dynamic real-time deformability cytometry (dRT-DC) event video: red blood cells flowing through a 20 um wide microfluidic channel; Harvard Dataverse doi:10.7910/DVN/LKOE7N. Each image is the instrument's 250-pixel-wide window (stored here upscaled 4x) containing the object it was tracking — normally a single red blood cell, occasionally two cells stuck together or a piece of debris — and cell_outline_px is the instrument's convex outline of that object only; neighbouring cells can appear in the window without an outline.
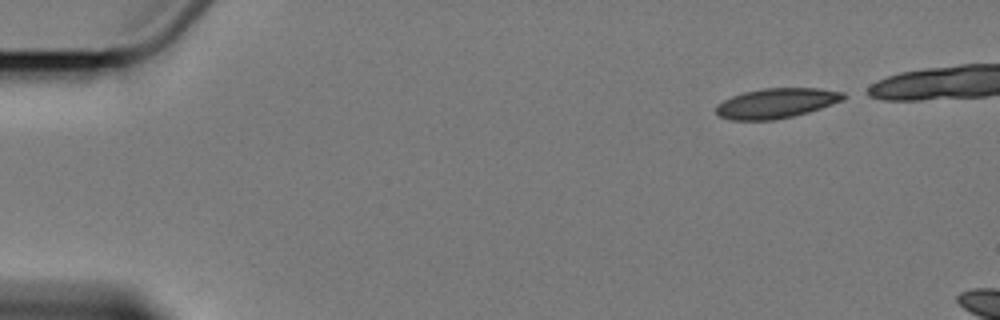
{"species": "Egyptian fruit bat (a non-hibernating species)", "species_latin": "Rousettus aegyptiacus", "temperature_condition": "cold", "stored_images_in_passage": 3, "camera_frame_rate_fps": 3000, "um_per_image_px": 0.085, "animal": {"sex": "female"}, "frame": {"image": 1, "passage_image": 1, "time_ms": 0.0, "image_size_px": [1000, 320], "cell_outline_px": [[852, 96], [844, 100], [808, 112], [776, 120], [732, 120], [720, 116], [716, 112], [716, 104], [732, 96], [744, 92], [764, 88], [820, 88], [844, 92]], "centroid_in_image_um": [66.05, 8.76], "position_along_channel_um": 19.0, "area_um2": 22.37}}